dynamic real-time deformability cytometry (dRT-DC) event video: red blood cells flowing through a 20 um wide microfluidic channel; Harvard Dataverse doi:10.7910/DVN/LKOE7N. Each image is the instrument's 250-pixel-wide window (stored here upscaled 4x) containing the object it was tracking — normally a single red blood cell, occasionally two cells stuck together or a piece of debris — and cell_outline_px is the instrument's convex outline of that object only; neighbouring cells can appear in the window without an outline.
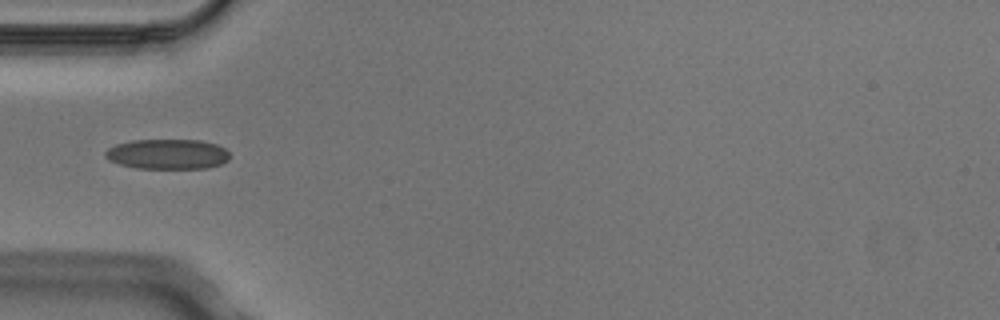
{"species": "Egyptian fruit bat (a non-hibernating species)", "species_latin": "Rousettus aegyptiacus", "temperature_condition": "cold", "stored_images_in_passage": 6, "camera_frame_rate_fps": 3000, "um_per_image_px": 0.085, "animal": {"sex": "male"}, "frame": {"image": 1, "passage_image": 3, "time_ms": 0.667, "image_size_px": [1000, 320], "cell_outline_px": [[228, 160], [220, 164], [208, 168], [136, 168], [120, 164], [108, 160], [104, 156], [104, 152], [108, 148], [116, 144], [132, 140], [200, 140], [216, 144], [224, 148], [228, 152]], "centroid_in_image_um": [14.21, 13.1], "position_along_channel_um": 70.8, "area_um2": 21.79}}
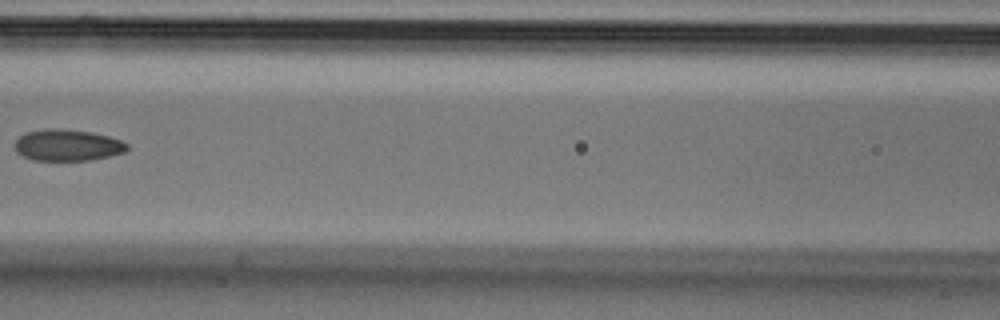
{"frame": {"image": 2, "passage_image": 5, "time_ms": 1.333, "image_size_px": [1000, 320], "cell_outline_px": [[128, 148], [124, 152], [92, 160], [32, 160], [16, 152], [16, 140], [24, 132], [44, 128], [56, 128], [92, 132], [108, 136], [120, 140], [128, 144]], "centroid_in_image_um": [5.72, 12.33], "position_along_channel_um": 160.9, "area_um2": 20.58}}
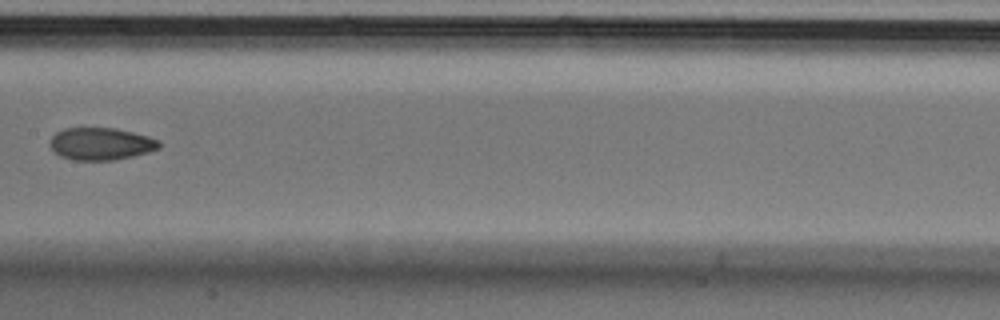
{"frame": {"image": 3, "passage_image": 6, "time_ms": 1.667, "image_size_px": [1000, 320], "cell_outline_px": [[160, 148], [148, 152], [132, 156], [112, 160], [76, 160], [60, 156], [52, 152], [48, 144], [48, 140], [56, 132], [64, 128], [116, 128], [148, 136], [160, 140]], "centroid_in_image_um": [8.53, 12.22], "position_along_channel_um": 198.9, "area_um2": 20.75}}